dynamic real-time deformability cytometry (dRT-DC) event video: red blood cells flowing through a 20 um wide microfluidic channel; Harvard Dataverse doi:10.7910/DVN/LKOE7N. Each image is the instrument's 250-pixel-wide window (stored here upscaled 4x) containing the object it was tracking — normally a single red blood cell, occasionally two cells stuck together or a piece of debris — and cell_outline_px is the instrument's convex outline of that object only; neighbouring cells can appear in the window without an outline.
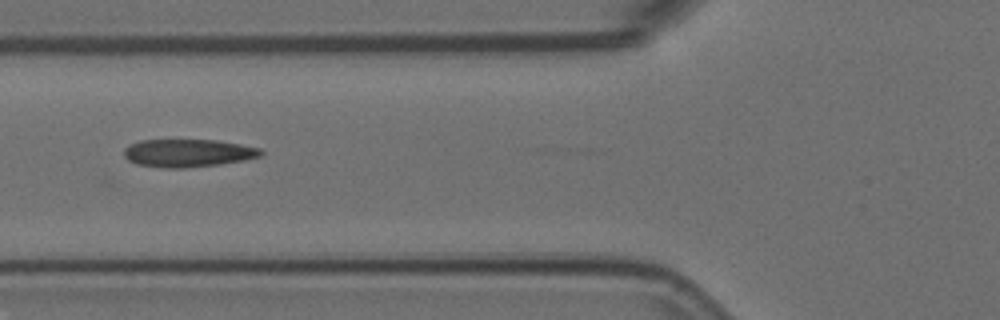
{"species": "Egyptian fruit bat (a non-hibernating species)", "species_latin": "Rousettus aegyptiacus", "temperature_condition": "room temperature", "stored_images_in_passage": 16, "camera_frame_rate_fps": 3000, "um_per_image_px": 0.085, "animal": {"sex": "female"}, "frame": {"image": 1, "passage_image": 7, "time_ms": 2.0, "image_size_px": [1000, 320], "cell_outline_px": [[264, 152], [260, 156], [244, 160], [220, 164], [184, 168], [164, 168], [136, 164], [128, 160], [124, 156], [124, 148], [128, 144], [140, 140], [216, 140], [240, 144], [260, 148]], "centroid_in_image_um": [15.95, 13.01], "position_along_channel_um": 109.9, "area_um2": 22.31}}
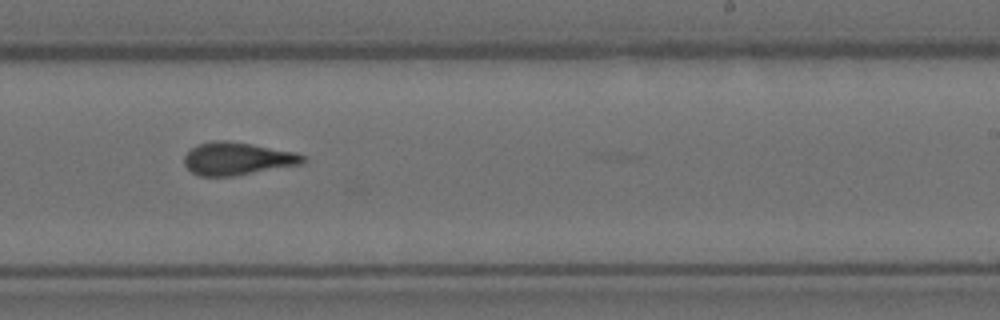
{"frame": {"image": 2, "passage_image": 11, "time_ms": 3.333, "image_size_px": [1000, 320], "cell_outline_px": [[308, 160], [304, 164], [232, 176], [200, 176], [192, 172], [184, 164], [184, 156], [196, 144], [212, 140], [224, 140], [252, 144], [296, 152], [304, 156]], "centroid_in_image_um": [20.19, 13.48], "position_along_channel_um": 268.8, "area_um2": 22.77}}
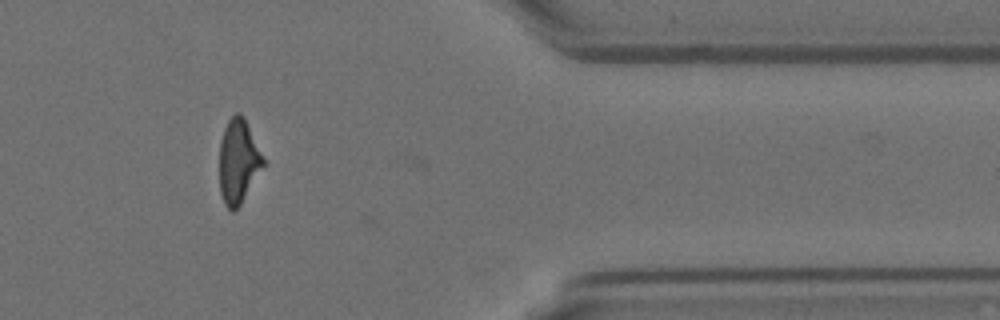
{"frame": {"image": 3, "passage_image": 14, "time_ms": 4.333, "image_size_px": [1000, 320], "cell_outline_px": [[264, 164], [240, 204], [232, 212], [224, 204], [220, 192], [220, 140], [224, 128], [228, 120], [236, 112], [240, 112], [244, 116], [264, 160]], "centroid_in_image_um": [20.23, 13.68], "position_along_channel_um": 391.2, "area_um2": 21.04}}